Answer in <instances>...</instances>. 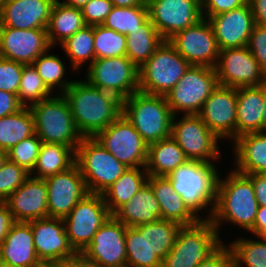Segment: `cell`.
Here are the masks:
<instances>
[{
    "label": "cell",
    "instance_id": "58",
    "mask_svg": "<svg viewBox=\"0 0 266 267\" xmlns=\"http://www.w3.org/2000/svg\"><path fill=\"white\" fill-rule=\"evenodd\" d=\"M263 114L261 121V132H266V84H263Z\"/></svg>",
    "mask_w": 266,
    "mask_h": 267
},
{
    "label": "cell",
    "instance_id": "56",
    "mask_svg": "<svg viewBox=\"0 0 266 267\" xmlns=\"http://www.w3.org/2000/svg\"><path fill=\"white\" fill-rule=\"evenodd\" d=\"M266 231V205H259L253 228L249 231L258 237Z\"/></svg>",
    "mask_w": 266,
    "mask_h": 267
},
{
    "label": "cell",
    "instance_id": "39",
    "mask_svg": "<svg viewBox=\"0 0 266 267\" xmlns=\"http://www.w3.org/2000/svg\"><path fill=\"white\" fill-rule=\"evenodd\" d=\"M148 19L147 3L125 8L113 6L102 25L123 35H128L139 29Z\"/></svg>",
    "mask_w": 266,
    "mask_h": 267
},
{
    "label": "cell",
    "instance_id": "41",
    "mask_svg": "<svg viewBox=\"0 0 266 267\" xmlns=\"http://www.w3.org/2000/svg\"><path fill=\"white\" fill-rule=\"evenodd\" d=\"M48 50L41 54L32 65L37 70V73L42 78L47 88L54 93L53 89H57L59 94H63L66 89L73 83L72 81L64 80L66 74L64 62L54 54H48Z\"/></svg>",
    "mask_w": 266,
    "mask_h": 267
},
{
    "label": "cell",
    "instance_id": "59",
    "mask_svg": "<svg viewBox=\"0 0 266 267\" xmlns=\"http://www.w3.org/2000/svg\"><path fill=\"white\" fill-rule=\"evenodd\" d=\"M90 0H63L61 1L62 4L70 7H75V8H82L87 2Z\"/></svg>",
    "mask_w": 266,
    "mask_h": 267
},
{
    "label": "cell",
    "instance_id": "23",
    "mask_svg": "<svg viewBox=\"0 0 266 267\" xmlns=\"http://www.w3.org/2000/svg\"><path fill=\"white\" fill-rule=\"evenodd\" d=\"M15 221L30 222L48 217L44 179L29 176L5 201Z\"/></svg>",
    "mask_w": 266,
    "mask_h": 267
},
{
    "label": "cell",
    "instance_id": "25",
    "mask_svg": "<svg viewBox=\"0 0 266 267\" xmlns=\"http://www.w3.org/2000/svg\"><path fill=\"white\" fill-rule=\"evenodd\" d=\"M0 262L20 267H44L36 255L30 222L16 221L0 245Z\"/></svg>",
    "mask_w": 266,
    "mask_h": 267
},
{
    "label": "cell",
    "instance_id": "43",
    "mask_svg": "<svg viewBox=\"0 0 266 267\" xmlns=\"http://www.w3.org/2000/svg\"><path fill=\"white\" fill-rule=\"evenodd\" d=\"M95 59L126 56V35L103 25H94Z\"/></svg>",
    "mask_w": 266,
    "mask_h": 267
},
{
    "label": "cell",
    "instance_id": "22",
    "mask_svg": "<svg viewBox=\"0 0 266 267\" xmlns=\"http://www.w3.org/2000/svg\"><path fill=\"white\" fill-rule=\"evenodd\" d=\"M220 50L247 46L255 25L249 3L207 19Z\"/></svg>",
    "mask_w": 266,
    "mask_h": 267
},
{
    "label": "cell",
    "instance_id": "16",
    "mask_svg": "<svg viewBox=\"0 0 266 267\" xmlns=\"http://www.w3.org/2000/svg\"><path fill=\"white\" fill-rule=\"evenodd\" d=\"M215 70L219 85L238 88L266 84L259 62L247 46L220 50Z\"/></svg>",
    "mask_w": 266,
    "mask_h": 267
},
{
    "label": "cell",
    "instance_id": "54",
    "mask_svg": "<svg viewBox=\"0 0 266 267\" xmlns=\"http://www.w3.org/2000/svg\"><path fill=\"white\" fill-rule=\"evenodd\" d=\"M57 267H98L83 252H76L74 255L61 261Z\"/></svg>",
    "mask_w": 266,
    "mask_h": 267
},
{
    "label": "cell",
    "instance_id": "18",
    "mask_svg": "<svg viewBox=\"0 0 266 267\" xmlns=\"http://www.w3.org/2000/svg\"><path fill=\"white\" fill-rule=\"evenodd\" d=\"M126 225L111 215L94 234L83 253L98 267H125Z\"/></svg>",
    "mask_w": 266,
    "mask_h": 267
},
{
    "label": "cell",
    "instance_id": "32",
    "mask_svg": "<svg viewBox=\"0 0 266 267\" xmlns=\"http://www.w3.org/2000/svg\"><path fill=\"white\" fill-rule=\"evenodd\" d=\"M86 25L81 9L70 7L56 0L52 6L47 37L50 46L63 43Z\"/></svg>",
    "mask_w": 266,
    "mask_h": 267
},
{
    "label": "cell",
    "instance_id": "48",
    "mask_svg": "<svg viewBox=\"0 0 266 267\" xmlns=\"http://www.w3.org/2000/svg\"><path fill=\"white\" fill-rule=\"evenodd\" d=\"M247 48L259 62L261 71L266 76V26L254 25Z\"/></svg>",
    "mask_w": 266,
    "mask_h": 267
},
{
    "label": "cell",
    "instance_id": "19",
    "mask_svg": "<svg viewBox=\"0 0 266 267\" xmlns=\"http://www.w3.org/2000/svg\"><path fill=\"white\" fill-rule=\"evenodd\" d=\"M31 229L36 255L44 266H57L76 253L69 243L63 219H36L31 221Z\"/></svg>",
    "mask_w": 266,
    "mask_h": 267
},
{
    "label": "cell",
    "instance_id": "51",
    "mask_svg": "<svg viewBox=\"0 0 266 267\" xmlns=\"http://www.w3.org/2000/svg\"><path fill=\"white\" fill-rule=\"evenodd\" d=\"M22 107L16 94L0 90V118L13 114Z\"/></svg>",
    "mask_w": 266,
    "mask_h": 267
},
{
    "label": "cell",
    "instance_id": "52",
    "mask_svg": "<svg viewBox=\"0 0 266 267\" xmlns=\"http://www.w3.org/2000/svg\"><path fill=\"white\" fill-rule=\"evenodd\" d=\"M15 222L6 203L0 202V245L4 242L9 230Z\"/></svg>",
    "mask_w": 266,
    "mask_h": 267
},
{
    "label": "cell",
    "instance_id": "13",
    "mask_svg": "<svg viewBox=\"0 0 266 267\" xmlns=\"http://www.w3.org/2000/svg\"><path fill=\"white\" fill-rule=\"evenodd\" d=\"M94 138L127 167L146 166L149 144L124 114H121L106 129L99 131Z\"/></svg>",
    "mask_w": 266,
    "mask_h": 267
},
{
    "label": "cell",
    "instance_id": "57",
    "mask_svg": "<svg viewBox=\"0 0 266 267\" xmlns=\"http://www.w3.org/2000/svg\"><path fill=\"white\" fill-rule=\"evenodd\" d=\"M115 7H134L141 6L146 3V0H110Z\"/></svg>",
    "mask_w": 266,
    "mask_h": 267
},
{
    "label": "cell",
    "instance_id": "27",
    "mask_svg": "<svg viewBox=\"0 0 266 267\" xmlns=\"http://www.w3.org/2000/svg\"><path fill=\"white\" fill-rule=\"evenodd\" d=\"M233 142L236 171L266 174V132L244 134Z\"/></svg>",
    "mask_w": 266,
    "mask_h": 267
},
{
    "label": "cell",
    "instance_id": "28",
    "mask_svg": "<svg viewBox=\"0 0 266 267\" xmlns=\"http://www.w3.org/2000/svg\"><path fill=\"white\" fill-rule=\"evenodd\" d=\"M263 85L237 88L236 138L261 132Z\"/></svg>",
    "mask_w": 266,
    "mask_h": 267
},
{
    "label": "cell",
    "instance_id": "42",
    "mask_svg": "<svg viewBox=\"0 0 266 267\" xmlns=\"http://www.w3.org/2000/svg\"><path fill=\"white\" fill-rule=\"evenodd\" d=\"M53 94L32 64L23 66L17 95L19 103L23 107H30L35 103L50 98Z\"/></svg>",
    "mask_w": 266,
    "mask_h": 267
},
{
    "label": "cell",
    "instance_id": "46",
    "mask_svg": "<svg viewBox=\"0 0 266 267\" xmlns=\"http://www.w3.org/2000/svg\"><path fill=\"white\" fill-rule=\"evenodd\" d=\"M24 65L25 64L0 57V90L18 95Z\"/></svg>",
    "mask_w": 266,
    "mask_h": 267
},
{
    "label": "cell",
    "instance_id": "11",
    "mask_svg": "<svg viewBox=\"0 0 266 267\" xmlns=\"http://www.w3.org/2000/svg\"><path fill=\"white\" fill-rule=\"evenodd\" d=\"M171 137L189 160L214 163L211 161L220 159L221 154L217 145L220 138L208 128L198 114L183 115L180 119L175 115Z\"/></svg>",
    "mask_w": 266,
    "mask_h": 267
},
{
    "label": "cell",
    "instance_id": "17",
    "mask_svg": "<svg viewBox=\"0 0 266 267\" xmlns=\"http://www.w3.org/2000/svg\"><path fill=\"white\" fill-rule=\"evenodd\" d=\"M44 180L47 186V210L50 218L64 219L89 193L76 164Z\"/></svg>",
    "mask_w": 266,
    "mask_h": 267
},
{
    "label": "cell",
    "instance_id": "40",
    "mask_svg": "<svg viewBox=\"0 0 266 267\" xmlns=\"http://www.w3.org/2000/svg\"><path fill=\"white\" fill-rule=\"evenodd\" d=\"M258 240L242 237L229 244L232 267H266V241L261 236Z\"/></svg>",
    "mask_w": 266,
    "mask_h": 267
},
{
    "label": "cell",
    "instance_id": "35",
    "mask_svg": "<svg viewBox=\"0 0 266 267\" xmlns=\"http://www.w3.org/2000/svg\"><path fill=\"white\" fill-rule=\"evenodd\" d=\"M35 134V124L29 107L0 118V150L8 151L23 139Z\"/></svg>",
    "mask_w": 266,
    "mask_h": 267
},
{
    "label": "cell",
    "instance_id": "63",
    "mask_svg": "<svg viewBox=\"0 0 266 267\" xmlns=\"http://www.w3.org/2000/svg\"><path fill=\"white\" fill-rule=\"evenodd\" d=\"M5 0H0V9L2 7V4L4 3Z\"/></svg>",
    "mask_w": 266,
    "mask_h": 267
},
{
    "label": "cell",
    "instance_id": "21",
    "mask_svg": "<svg viewBox=\"0 0 266 267\" xmlns=\"http://www.w3.org/2000/svg\"><path fill=\"white\" fill-rule=\"evenodd\" d=\"M51 48L47 29H17L0 26V57L32 64Z\"/></svg>",
    "mask_w": 266,
    "mask_h": 267
},
{
    "label": "cell",
    "instance_id": "45",
    "mask_svg": "<svg viewBox=\"0 0 266 267\" xmlns=\"http://www.w3.org/2000/svg\"><path fill=\"white\" fill-rule=\"evenodd\" d=\"M29 176L28 171L7 158L0 170V202H4Z\"/></svg>",
    "mask_w": 266,
    "mask_h": 267
},
{
    "label": "cell",
    "instance_id": "8",
    "mask_svg": "<svg viewBox=\"0 0 266 267\" xmlns=\"http://www.w3.org/2000/svg\"><path fill=\"white\" fill-rule=\"evenodd\" d=\"M190 64L165 40L139 68V91L165 95L184 76Z\"/></svg>",
    "mask_w": 266,
    "mask_h": 267
},
{
    "label": "cell",
    "instance_id": "49",
    "mask_svg": "<svg viewBox=\"0 0 266 267\" xmlns=\"http://www.w3.org/2000/svg\"><path fill=\"white\" fill-rule=\"evenodd\" d=\"M247 3L248 0H200L202 15L205 19L237 9Z\"/></svg>",
    "mask_w": 266,
    "mask_h": 267
},
{
    "label": "cell",
    "instance_id": "37",
    "mask_svg": "<svg viewBox=\"0 0 266 267\" xmlns=\"http://www.w3.org/2000/svg\"><path fill=\"white\" fill-rule=\"evenodd\" d=\"M125 246L127 267H161L162 260L150 248L146 232L126 226Z\"/></svg>",
    "mask_w": 266,
    "mask_h": 267
},
{
    "label": "cell",
    "instance_id": "4",
    "mask_svg": "<svg viewBox=\"0 0 266 267\" xmlns=\"http://www.w3.org/2000/svg\"><path fill=\"white\" fill-rule=\"evenodd\" d=\"M147 144L171 137L173 113L164 95L140 91L123 100V112Z\"/></svg>",
    "mask_w": 266,
    "mask_h": 267
},
{
    "label": "cell",
    "instance_id": "36",
    "mask_svg": "<svg viewBox=\"0 0 266 267\" xmlns=\"http://www.w3.org/2000/svg\"><path fill=\"white\" fill-rule=\"evenodd\" d=\"M182 225L170 220L159 219L154 222L140 224L134 228L138 232H146L148 244L161 259L172 249Z\"/></svg>",
    "mask_w": 266,
    "mask_h": 267
},
{
    "label": "cell",
    "instance_id": "9",
    "mask_svg": "<svg viewBox=\"0 0 266 267\" xmlns=\"http://www.w3.org/2000/svg\"><path fill=\"white\" fill-rule=\"evenodd\" d=\"M219 82L215 68L206 66L190 67L165 98L173 115L199 114L204 102L218 87Z\"/></svg>",
    "mask_w": 266,
    "mask_h": 267
},
{
    "label": "cell",
    "instance_id": "15",
    "mask_svg": "<svg viewBox=\"0 0 266 267\" xmlns=\"http://www.w3.org/2000/svg\"><path fill=\"white\" fill-rule=\"evenodd\" d=\"M149 19L164 40L203 19L200 0H146Z\"/></svg>",
    "mask_w": 266,
    "mask_h": 267
},
{
    "label": "cell",
    "instance_id": "26",
    "mask_svg": "<svg viewBox=\"0 0 266 267\" xmlns=\"http://www.w3.org/2000/svg\"><path fill=\"white\" fill-rule=\"evenodd\" d=\"M147 183L159 203L160 219L175 221L182 226L193 225L201 220L188 208L166 177L149 176Z\"/></svg>",
    "mask_w": 266,
    "mask_h": 267
},
{
    "label": "cell",
    "instance_id": "20",
    "mask_svg": "<svg viewBox=\"0 0 266 267\" xmlns=\"http://www.w3.org/2000/svg\"><path fill=\"white\" fill-rule=\"evenodd\" d=\"M221 140L236 139L237 88L218 85L198 114Z\"/></svg>",
    "mask_w": 266,
    "mask_h": 267
},
{
    "label": "cell",
    "instance_id": "62",
    "mask_svg": "<svg viewBox=\"0 0 266 267\" xmlns=\"http://www.w3.org/2000/svg\"><path fill=\"white\" fill-rule=\"evenodd\" d=\"M266 241V231L260 235Z\"/></svg>",
    "mask_w": 266,
    "mask_h": 267
},
{
    "label": "cell",
    "instance_id": "2",
    "mask_svg": "<svg viewBox=\"0 0 266 267\" xmlns=\"http://www.w3.org/2000/svg\"><path fill=\"white\" fill-rule=\"evenodd\" d=\"M231 171L225 179L221 180L220 175L218 176L216 203L211 219L218 234L222 221L249 232L253 228L259 208L251 179L235 169Z\"/></svg>",
    "mask_w": 266,
    "mask_h": 267
},
{
    "label": "cell",
    "instance_id": "53",
    "mask_svg": "<svg viewBox=\"0 0 266 267\" xmlns=\"http://www.w3.org/2000/svg\"><path fill=\"white\" fill-rule=\"evenodd\" d=\"M252 181L259 205H266V174H246Z\"/></svg>",
    "mask_w": 266,
    "mask_h": 267
},
{
    "label": "cell",
    "instance_id": "55",
    "mask_svg": "<svg viewBox=\"0 0 266 267\" xmlns=\"http://www.w3.org/2000/svg\"><path fill=\"white\" fill-rule=\"evenodd\" d=\"M255 24L266 26V0H248Z\"/></svg>",
    "mask_w": 266,
    "mask_h": 267
},
{
    "label": "cell",
    "instance_id": "7",
    "mask_svg": "<svg viewBox=\"0 0 266 267\" xmlns=\"http://www.w3.org/2000/svg\"><path fill=\"white\" fill-rule=\"evenodd\" d=\"M75 164L89 193L102 194L128 168L94 137H83L75 150Z\"/></svg>",
    "mask_w": 266,
    "mask_h": 267
},
{
    "label": "cell",
    "instance_id": "31",
    "mask_svg": "<svg viewBox=\"0 0 266 267\" xmlns=\"http://www.w3.org/2000/svg\"><path fill=\"white\" fill-rule=\"evenodd\" d=\"M148 177L145 167H142V170L140 167H128L102 193L109 213L113 215L121 206L127 203L147 183Z\"/></svg>",
    "mask_w": 266,
    "mask_h": 267
},
{
    "label": "cell",
    "instance_id": "5",
    "mask_svg": "<svg viewBox=\"0 0 266 267\" xmlns=\"http://www.w3.org/2000/svg\"><path fill=\"white\" fill-rule=\"evenodd\" d=\"M35 124V133L42 143H55L72 147L81 143L69 103L63 94L51 96L29 107Z\"/></svg>",
    "mask_w": 266,
    "mask_h": 267
},
{
    "label": "cell",
    "instance_id": "24",
    "mask_svg": "<svg viewBox=\"0 0 266 267\" xmlns=\"http://www.w3.org/2000/svg\"><path fill=\"white\" fill-rule=\"evenodd\" d=\"M56 0H5L0 9V26L17 29H47Z\"/></svg>",
    "mask_w": 266,
    "mask_h": 267
},
{
    "label": "cell",
    "instance_id": "47",
    "mask_svg": "<svg viewBox=\"0 0 266 267\" xmlns=\"http://www.w3.org/2000/svg\"><path fill=\"white\" fill-rule=\"evenodd\" d=\"M112 7L113 4L110 0H90L87 2L81 8L86 25H102Z\"/></svg>",
    "mask_w": 266,
    "mask_h": 267
},
{
    "label": "cell",
    "instance_id": "30",
    "mask_svg": "<svg viewBox=\"0 0 266 267\" xmlns=\"http://www.w3.org/2000/svg\"><path fill=\"white\" fill-rule=\"evenodd\" d=\"M189 160L172 137L150 143L145 169L149 176L166 177Z\"/></svg>",
    "mask_w": 266,
    "mask_h": 267
},
{
    "label": "cell",
    "instance_id": "14",
    "mask_svg": "<svg viewBox=\"0 0 266 267\" xmlns=\"http://www.w3.org/2000/svg\"><path fill=\"white\" fill-rule=\"evenodd\" d=\"M168 42L190 64L215 68L220 49L211 24L205 18L195 25L178 31Z\"/></svg>",
    "mask_w": 266,
    "mask_h": 267
},
{
    "label": "cell",
    "instance_id": "1",
    "mask_svg": "<svg viewBox=\"0 0 266 267\" xmlns=\"http://www.w3.org/2000/svg\"><path fill=\"white\" fill-rule=\"evenodd\" d=\"M69 103L76 128L83 137H94L123 112V101L116 95L75 80L63 93Z\"/></svg>",
    "mask_w": 266,
    "mask_h": 267
},
{
    "label": "cell",
    "instance_id": "34",
    "mask_svg": "<svg viewBox=\"0 0 266 267\" xmlns=\"http://www.w3.org/2000/svg\"><path fill=\"white\" fill-rule=\"evenodd\" d=\"M126 56L140 68L165 41L148 19L139 29L126 35Z\"/></svg>",
    "mask_w": 266,
    "mask_h": 267
},
{
    "label": "cell",
    "instance_id": "29",
    "mask_svg": "<svg viewBox=\"0 0 266 267\" xmlns=\"http://www.w3.org/2000/svg\"><path fill=\"white\" fill-rule=\"evenodd\" d=\"M113 216L128 227L159 220L160 207L151 186L146 183Z\"/></svg>",
    "mask_w": 266,
    "mask_h": 267
},
{
    "label": "cell",
    "instance_id": "44",
    "mask_svg": "<svg viewBox=\"0 0 266 267\" xmlns=\"http://www.w3.org/2000/svg\"><path fill=\"white\" fill-rule=\"evenodd\" d=\"M41 144V139L35 133L8 150L7 158L31 173L36 164Z\"/></svg>",
    "mask_w": 266,
    "mask_h": 267
},
{
    "label": "cell",
    "instance_id": "61",
    "mask_svg": "<svg viewBox=\"0 0 266 267\" xmlns=\"http://www.w3.org/2000/svg\"><path fill=\"white\" fill-rule=\"evenodd\" d=\"M0 267H20V266H15V265H10L5 262H0Z\"/></svg>",
    "mask_w": 266,
    "mask_h": 267
},
{
    "label": "cell",
    "instance_id": "60",
    "mask_svg": "<svg viewBox=\"0 0 266 267\" xmlns=\"http://www.w3.org/2000/svg\"><path fill=\"white\" fill-rule=\"evenodd\" d=\"M6 160H7V152L0 150V170H1L3 164L5 163Z\"/></svg>",
    "mask_w": 266,
    "mask_h": 267
},
{
    "label": "cell",
    "instance_id": "6",
    "mask_svg": "<svg viewBox=\"0 0 266 267\" xmlns=\"http://www.w3.org/2000/svg\"><path fill=\"white\" fill-rule=\"evenodd\" d=\"M219 237L211 220L182 226L161 267H197L224 243Z\"/></svg>",
    "mask_w": 266,
    "mask_h": 267
},
{
    "label": "cell",
    "instance_id": "3",
    "mask_svg": "<svg viewBox=\"0 0 266 267\" xmlns=\"http://www.w3.org/2000/svg\"><path fill=\"white\" fill-rule=\"evenodd\" d=\"M213 163L187 160L166 178L173 189L182 197L188 208L201 220H211L216 203L219 173ZM210 206L209 215L201 218L203 209ZM200 212V213H199Z\"/></svg>",
    "mask_w": 266,
    "mask_h": 267
},
{
    "label": "cell",
    "instance_id": "10",
    "mask_svg": "<svg viewBox=\"0 0 266 267\" xmlns=\"http://www.w3.org/2000/svg\"><path fill=\"white\" fill-rule=\"evenodd\" d=\"M88 66L85 80L122 101L139 91V68L127 56L95 59Z\"/></svg>",
    "mask_w": 266,
    "mask_h": 267
},
{
    "label": "cell",
    "instance_id": "50",
    "mask_svg": "<svg viewBox=\"0 0 266 267\" xmlns=\"http://www.w3.org/2000/svg\"><path fill=\"white\" fill-rule=\"evenodd\" d=\"M197 267H232V255L229 246L224 243Z\"/></svg>",
    "mask_w": 266,
    "mask_h": 267
},
{
    "label": "cell",
    "instance_id": "12",
    "mask_svg": "<svg viewBox=\"0 0 266 267\" xmlns=\"http://www.w3.org/2000/svg\"><path fill=\"white\" fill-rule=\"evenodd\" d=\"M110 216L102 194L88 193L82 198L63 219L73 249L83 252Z\"/></svg>",
    "mask_w": 266,
    "mask_h": 267
},
{
    "label": "cell",
    "instance_id": "38",
    "mask_svg": "<svg viewBox=\"0 0 266 267\" xmlns=\"http://www.w3.org/2000/svg\"><path fill=\"white\" fill-rule=\"evenodd\" d=\"M71 61L73 71L88 60L89 65L95 60L93 26H85L60 44Z\"/></svg>",
    "mask_w": 266,
    "mask_h": 267
},
{
    "label": "cell",
    "instance_id": "33",
    "mask_svg": "<svg viewBox=\"0 0 266 267\" xmlns=\"http://www.w3.org/2000/svg\"><path fill=\"white\" fill-rule=\"evenodd\" d=\"M75 164V150L72 147L42 143L31 176L45 179L68 170Z\"/></svg>",
    "mask_w": 266,
    "mask_h": 267
}]
</instances>
